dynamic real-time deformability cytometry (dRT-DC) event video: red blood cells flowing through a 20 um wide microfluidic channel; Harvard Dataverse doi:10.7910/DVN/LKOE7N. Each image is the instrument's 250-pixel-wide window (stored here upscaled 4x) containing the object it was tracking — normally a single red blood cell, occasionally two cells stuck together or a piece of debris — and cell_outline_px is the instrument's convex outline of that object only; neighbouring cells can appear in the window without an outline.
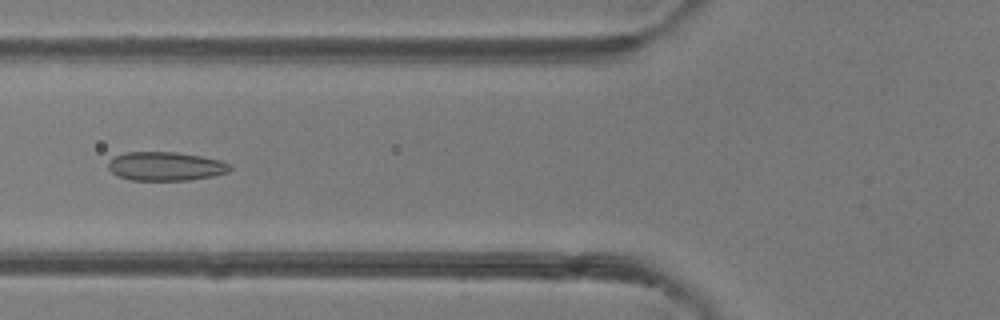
{"species": "common noctule bat (a hibernating species)", "species_latin": "Nyctalus noctula", "temperature_condition": "room temperature", "stored_images_in_passage": 50, "camera_frame_rate_fps": 3000, "um_per_image_px": 0.085, "animal": {"sex": "female"}, "frame": {"image": 1, "passage_image": 19, "time_ms": 6.0, "image_size_px": [1000, 320], "cell_outline_px": [[232, 168], [228, 172], [212, 176], [188, 180], [132, 180], [116, 176], [108, 168], [108, 160], [124, 152], [176, 152], [200, 156], [220, 160], [232, 164]], "centroid_in_image_um": [14.07, 14.13], "position_along_channel_um": 111.7, "area_um2": 20.52}}
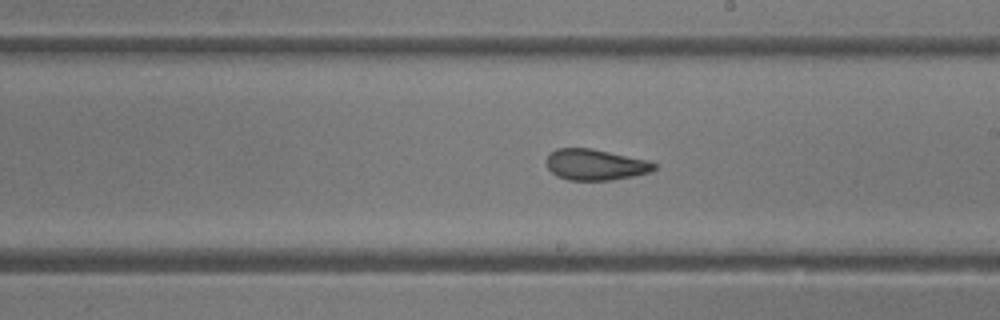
{"frame": {"image": 2, "passage_image": 28, "time_ms": 9.0, "image_size_px": [1000, 320], "cell_outline_px": [[656, 168], [648, 172], [632, 176], [612, 180], [568, 180], [556, 176], [548, 168], [548, 156], [556, 148], [592, 148], [648, 160], [656, 164]], "centroid_in_image_um": [50.61, 13.99], "position_along_channel_um": 238.4, "area_um2": 19.31}}
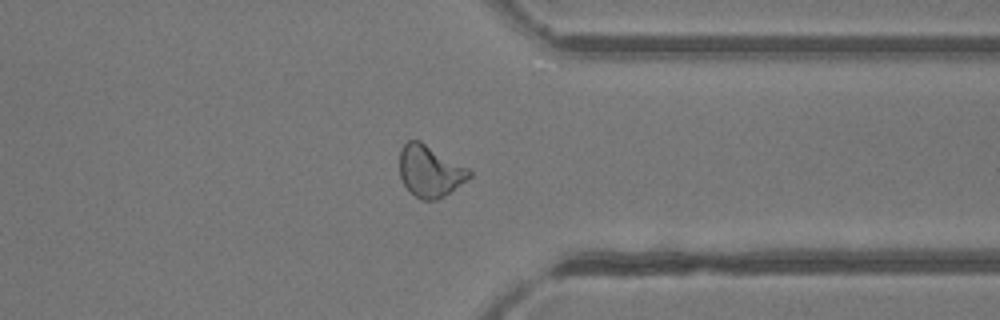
{"frame": {"image": 3, "passage_image": 38, "time_ms": 12.333, "image_size_px": [1000, 320], "cell_outline_px": [[472, 176], [444, 196], [436, 200], [420, 200], [404, 184], [400, 176], [400, 148], [408, 140], [420, 140], [468, 168], [472, 172]], "centroid_in_image_um": [36.54, 14.53], "position_along_channel_um": 374.9, "area_um2": 20.81}, "authors_computed_cell_mechanics": {"area_um2": 21.6172, "velocity_mm_per_s": 4.2093, "shape_relaxation_time_tau1_ms": 8.7626, "shape_relaxation_time_tau2_ms": 1.5406, "deformation_change_tau1": 0.1858, "deformation_change_tau2": 0.0633}}